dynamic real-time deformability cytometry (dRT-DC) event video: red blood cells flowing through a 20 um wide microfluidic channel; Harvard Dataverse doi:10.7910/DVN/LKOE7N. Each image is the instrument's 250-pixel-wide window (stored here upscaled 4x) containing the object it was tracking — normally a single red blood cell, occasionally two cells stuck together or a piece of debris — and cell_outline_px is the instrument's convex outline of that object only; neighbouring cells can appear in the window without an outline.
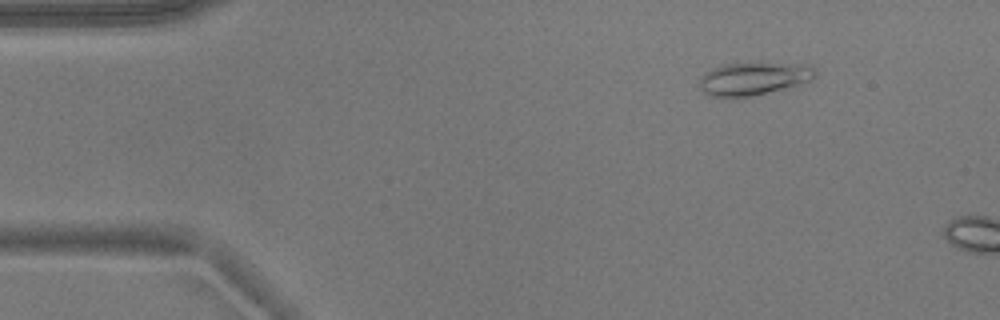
{"species": "common noctule bat (a hibernating species)", "species_latin": "Nyctalus noctula", "temperature_condition": "warm", "stored_images_in_passage": 49, "camera_frame_rate_fps": 3000, "um_per_image_px": 0.085, "animal": {"sex": "male", "body_mass_g": 17.9}, "frame": {"image": 1, "passage_image": 6, "time_ms": 1.667, "image_size_px": [1000, 320], "cell_outline_px": [[816, 76], [812, 80], [752, 96], [708, 96], [700, 88], [700, 76], [704, 72], [712, 68], [724, 64], [760, 60], [812, 64], [816, 68]], "centroid_in_image_um": [64.11, 6.6], "position_along_channel_um": 20.9, "area_um2": 23.0}}
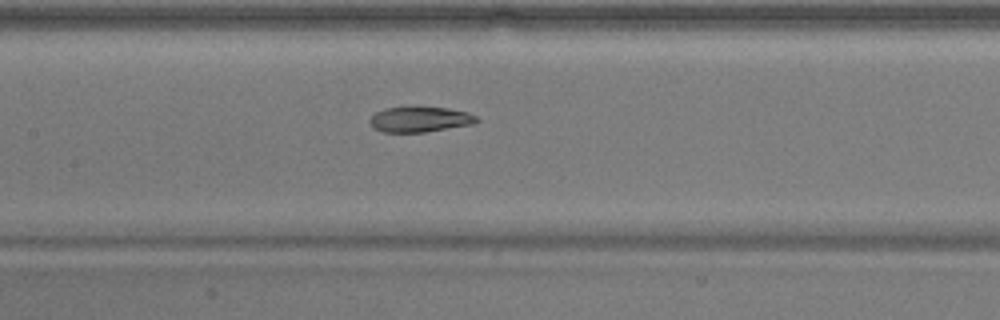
{"frame": {"image": 2, "passage_image": 24, "time_ms": 7.667, "image_size_px": [1000, 320], "cell_outline_px": [[480, 120], [472, 124], [424, 132], [384, 132], [372, 128], [368, 120], [376, 112], [384, 108], [404, 104], [416, 104], [448, 108], [468, 112], [476, 116]], "centroid_in_image_um": [35.64, 10.09], "position_along_channel_um": 171.8, "area_um2": 16.65}}
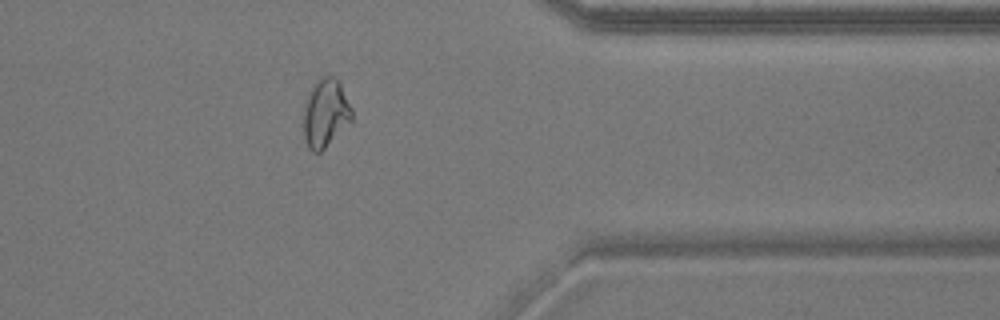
{"frame": {"image": 3, "passage_image": 42, "time_ms": 13.667, "image_size_px": [1000, 320], "cell_outline_px": [[352, 120], [320, 152], [312, 152], [308, 148], [304, 140], [304, 108], [308, 92], [312, 84], [316, 80], [324, 76], [332, 76], [340, 84], [352, 108]], "centroid_in_image_um": [27.64, 9.61], "position_along_channel_um": 383.8, "area_um2": 19.07}, "authors_computed_cell_mechanics": {"area_um2": 18.1492, "velocity_mm_per_s": 3.7737, "shape_relaxation_time_tau1_ms": null, "shape_relaxation_time_tau2_ms": 2.8451, "deformation_change_tau1": null, "deformation_change_tau2": 0.0951}}